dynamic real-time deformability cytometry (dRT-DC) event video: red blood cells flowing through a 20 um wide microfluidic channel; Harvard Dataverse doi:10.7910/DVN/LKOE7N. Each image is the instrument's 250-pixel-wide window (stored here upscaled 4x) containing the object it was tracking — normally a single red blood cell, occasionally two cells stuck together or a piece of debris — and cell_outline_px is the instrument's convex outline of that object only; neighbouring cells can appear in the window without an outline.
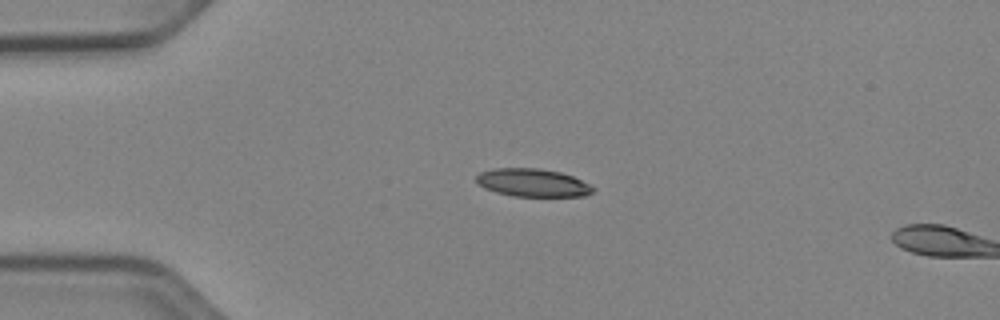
{"species": "Egyptian fruit bat (a non-hibernating species)", "species_latin": "Rousettus aegyptiacus", "temperature_condition": "cold", "stored_images_in_passage": 3, "camera_frame_rate_fps": 3000, "um_per_image_px": 0.085, "animal": {"sex": "female"}, "frame": {"image": 1, "passage_image": 1, "time_ms": 0.0, "image_size_px": [1000, 320], "cell_outline_px": [[596, 188], [592, 192], [584, 196], [512, 196], [496, 192], [484, 188], [476, 180], [476, 176], [480, 172], [492, 168], [540, 168], [560, 172], [572, 176]], "centroid_in_image_um": [45.26, 15.52], "position_along_channel_um": 39.7, "area_um2": 18.96}}